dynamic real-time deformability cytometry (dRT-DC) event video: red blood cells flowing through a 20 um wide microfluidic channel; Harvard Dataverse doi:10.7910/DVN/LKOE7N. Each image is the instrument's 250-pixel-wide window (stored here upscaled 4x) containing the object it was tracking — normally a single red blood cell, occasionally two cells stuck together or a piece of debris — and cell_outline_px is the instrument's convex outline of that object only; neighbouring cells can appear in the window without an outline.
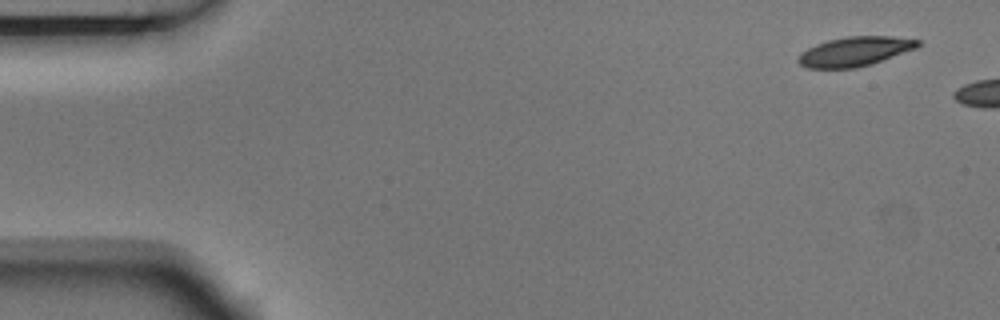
{"species": "Egyptian fruit bat (a non-hibernating species)", "species_latin": "Rousettus aegyptiacus", "temperature_condition": "room temperature", "stored_images_in_passage": 9, "camera_frame_rate_fps": 3000, "um_per_image_px": 0.085, "animal": {"sex": "male"}, "frame": {"image": 1, "passage_image": 1, "time_ms": 0.0, "image_size_px": [1000, 320], "cell_outline_px": [[920, 44], [916, 48], [872, 64], [856, 68], [808, 68], [800, 64], [796, 60], [800, 52], [816, 44], [828, 40], [848, 36], [892, 36], [920, 40]], "centroid_in_image_um": [72.64, 4.37], "position_along_channel_um": 12.4, "area_um2": 20.52}}
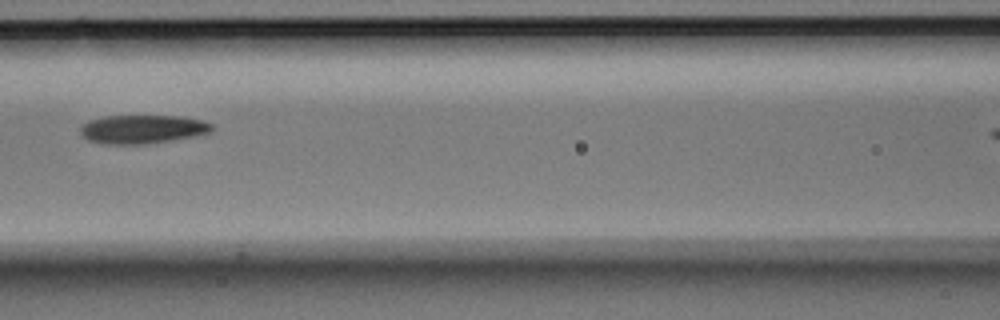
{"frame": {"image": 2, "passage_image": 7, "time_ms": 2.0, "image_size_px": [1000, 320], "cell_outline_px": [[212, 132], [196, 136], [172, 140], [144, 144], [104, 144], [88, 140], [80, 132], [80, 128], [88, 120], [104, 116], [180, 116], [200, 120], [212, 124]], "centroid_in_image_um": [12.11, 10.98], "position_along_channel_um": 154.5, "area_um2": 21.91}}
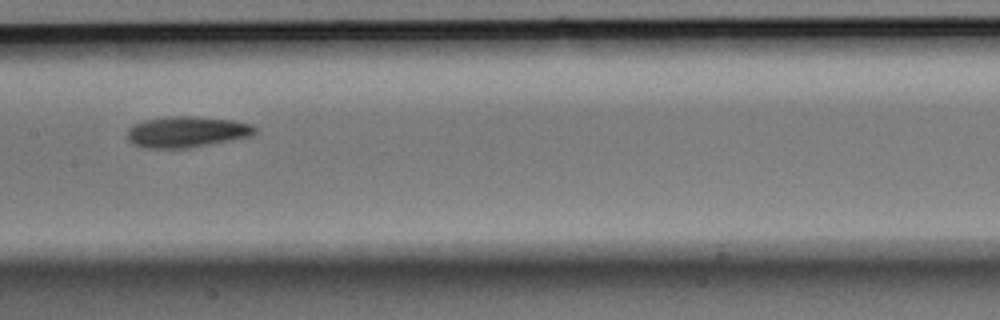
{"frame": {"image": 3, "passage_image": 8, "time_ms": 2.333, "image_size_px": [1000, 320], "cell_outline_px": [[256, 132], [252, 136], [232, 140], [184, 148], [144, 148], [132, 144], [128, 140], [128, 128], [144, 120], [168, 116], [192, 116], [232, 120], [252, 124], [256, 128]], "centroid_in_image_um": [15.87, 11.21], "position_along_channel_um": 191.5, "area_um2": 23.0}}